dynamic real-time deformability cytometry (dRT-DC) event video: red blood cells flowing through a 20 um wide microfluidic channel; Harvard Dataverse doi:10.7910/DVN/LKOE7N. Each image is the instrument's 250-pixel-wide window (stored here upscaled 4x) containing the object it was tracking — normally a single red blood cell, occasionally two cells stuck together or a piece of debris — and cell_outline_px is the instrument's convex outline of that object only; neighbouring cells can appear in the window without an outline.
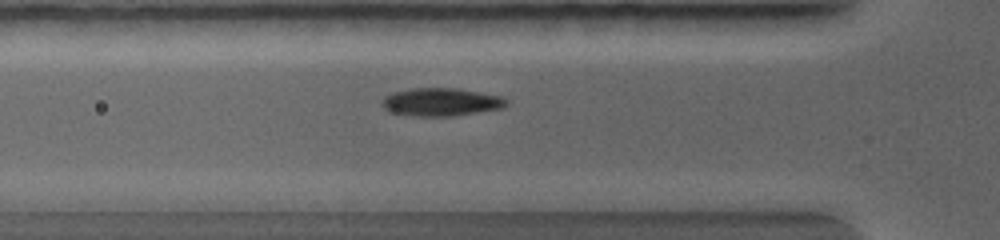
{"species": "common noctule bat (a hibernating species)", "species_latin": "Nyctalus noctula", "temperature_condition": "warm", "stored_images_in_passage": 52, "camera_frame_rate_fps": 5000, "um_per_image_px": 0.085, "animal": {"sex": "female", "body_mass_g": 19.0, "forearm_length_mm": 56.7}, "frame": {"image": 1, "passage_image": 7, "time_ms": 1.0, "image_size_px": [1000, 240], "cell_outline_px": [[508, 104], [500, 108], [444, 116], [432, 116], [396, 112], [388, 108], [384, 104], [384, 96], [392, 92], [408, 88], [460, 88], [500, 96], [508, 100]], "centroid_in_image_um": [37.54, 8.62], "position_along_channel_um": 88.3, "area_um2": 19.42}}
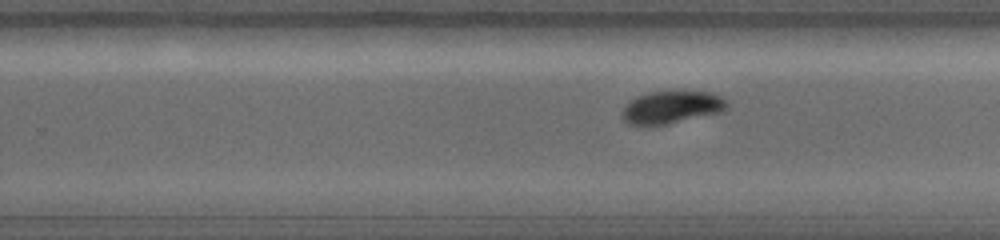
{"frame": {"image": 2, "passage_image": 27, "time_ms": 4.2, "image_size_px": [1000, 240], "cell_outline_px": [[724, 108], [716, 112], [664, 124], [632, 124], [624, 116], [624, 108], [632, 100], [648, 92], [708, 92], [720, 96], [724, 100]], "centroid_in_image_um": [57.06, 9.09], "position_along_channel_um": 272.7, "area_um2": 18.32}}
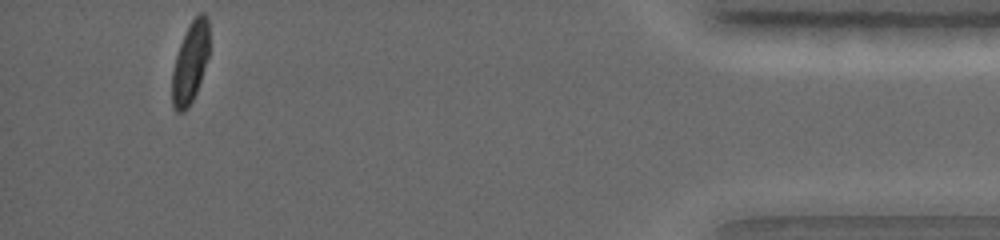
{"frame": {"image": 3, "passage_image": 51, "time_ms": 8.0, "image_size_px": [1000, 240], "cell_outline_px": [[208, 56], [196, 92], [188, 108], [184, 112], [176, 112], [172, 104], [172, 72], [176, 56], [180, 44], [188, 24], [200, 12], [204, 12], [208, 16]], "centroid_in_image_um": [16.16, 5.32], "position_along_channel_um": 419.0, "area_um2": 17.4}}